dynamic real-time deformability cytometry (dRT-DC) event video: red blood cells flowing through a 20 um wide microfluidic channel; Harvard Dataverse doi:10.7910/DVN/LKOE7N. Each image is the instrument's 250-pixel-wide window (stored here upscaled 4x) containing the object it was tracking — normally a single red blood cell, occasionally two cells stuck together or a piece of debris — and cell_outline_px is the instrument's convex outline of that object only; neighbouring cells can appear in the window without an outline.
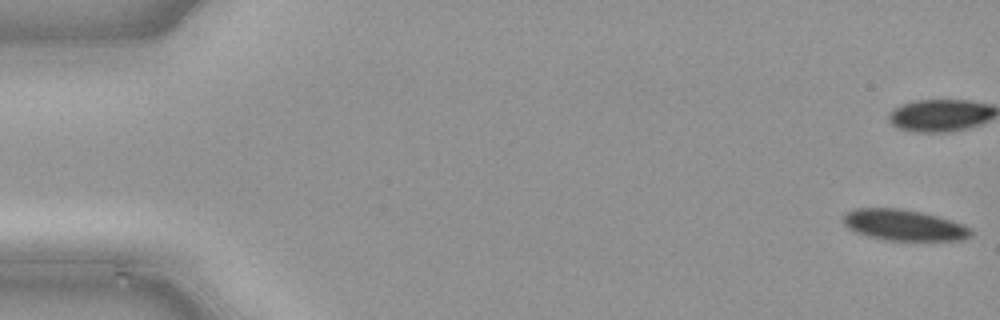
{"species": "common noctule bat (a hibernating species)", "species_latin": "Nyctalus noctula", "temperature_condition": "cold", "stored_images_in_passage": 49, "camera_frame_rate_fps": 3000, "um_per_image_px": 0.085, "animal": {"sex": "male", "body_mass_g": 21.5, "forearm_length_mm": 52.0}, "frame": {"image": 1, "passage_image": 1, "time_ms": 0.0, "image_size_px": [1000, 320], "cell_outline_px": [[972, 236], [960, 240], [884, 240], [868, 236], [856, 232], [848, 228], [840, 220], [844, 212], [852, 208], [900, 208], [940, 216], [952, 220], [972, 228]], "centroid_in_image_um": [76.79, 19.12], "position_along_channel_um": 8.2, "area_um2": 23.41}}